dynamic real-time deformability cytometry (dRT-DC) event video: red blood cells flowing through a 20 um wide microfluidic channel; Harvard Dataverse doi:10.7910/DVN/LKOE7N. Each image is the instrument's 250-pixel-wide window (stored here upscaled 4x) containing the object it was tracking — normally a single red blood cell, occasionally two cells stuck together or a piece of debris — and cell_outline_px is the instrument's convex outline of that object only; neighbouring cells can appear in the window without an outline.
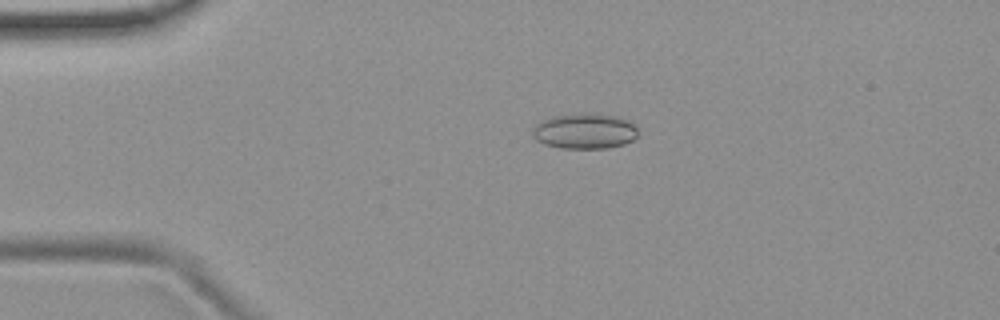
{"species": "common noctule bat (a hibernating species)", "species_latin": "Nyctalus noctula", "temperature_condition": "room temperature", "stored_images_in_passage": 38, "camera_frame_rate_fps": 3000, "um_per_image_px": 0.085, "animal": {"sex": "female", "body_mass_g": 19.9}, "frame": {"image": 1, "passage_image": 3, "time_ms": 0.667, "image_size_px": [1000, 320], "cell_outline_px": [[636, 136], [632, 140], [624, 144], [608, 148], [560, 148], [544, 144], [536, 140], [532, 136], [532, 128], [540, 120], [552, 116], [588, 112], [616, 116], [628, 120], [636, 124]], "centroid_in_image_um": [49.67, 11.13], "position_along_channel_um": 35.3, "area_um2": 22.08}}
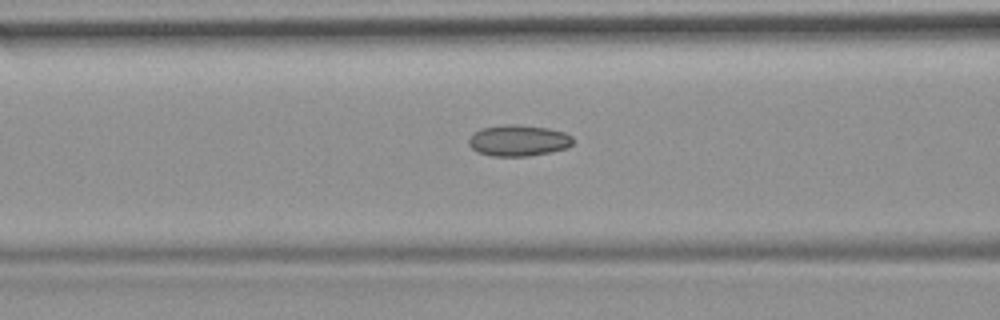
{"frame": {"image": 2, "passage_image": 13, "time_ms": 4.0, "image_size_px": [1000, 320], "cell_outline_px": [[572, 144], [568, 148], [552, 152], [528, 156], [492, 156], [476, 152], [468, 144], [468, 140], [480, 128], [504, 124], [516, 124], [548, 128], [564, 132], [572, 136]], "centroid_in_image_um": [44.07, 11.95], "position_along_channel_um": 122.5, "area_um2": 19.07}}
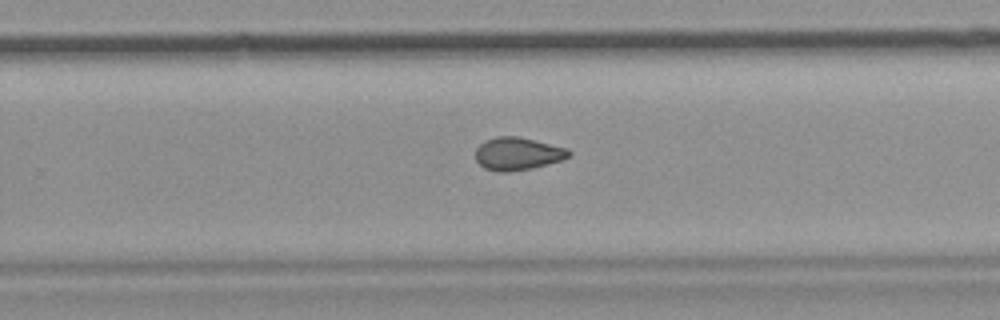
{"frame": {"image": 3, "passage_image": 26, "time_ms": 8.333, "image_size_px": [1000, 320], "cell_outline_px": [[572, 152], [564, 160], [532, 168], [508, 172], [496, 172], [484, 168], [476, 160], [476, 148], [484, 140], [496, 136], [520, 136], [568, 148]], "centroid_in_image_um": [44.01, 13.06], "position_along_channel_um": 285.8, "area_um2": 18.09}, "authors_computed_cell_mechanics": {"area_um2": 17.9469, "velocity_mm_per_s": 3.788, "shape_relaxation_time_tau1_ms": null, "shape_relaxation_time_tau2_ms": 3.5687, "deformation_change_tau1": null, "deformation_change_tau2": 0.0889}}